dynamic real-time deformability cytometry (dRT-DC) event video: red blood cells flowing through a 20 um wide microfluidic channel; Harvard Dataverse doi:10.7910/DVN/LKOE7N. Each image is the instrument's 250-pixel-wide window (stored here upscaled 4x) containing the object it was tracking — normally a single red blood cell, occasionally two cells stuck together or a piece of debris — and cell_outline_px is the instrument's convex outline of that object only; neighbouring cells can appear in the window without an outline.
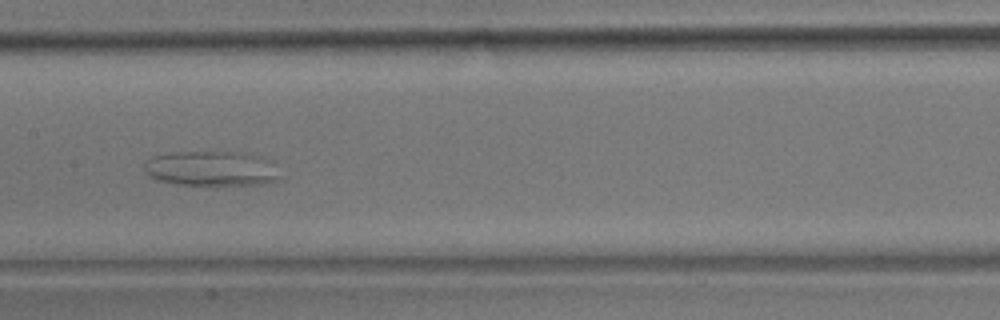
{"species": "common noctule bat (a hibernating species)", "species_latin": "Nyctalus noctula", "temperature_condition": "room temperature", "stored_images_in_passage": 26, "camera_frame_rate_fps": 3000, "um_per_image_px": 0.085, "animal": {"sex": "male", "body_mass_g": 17.9}, "frame": {"image": 1, "passage_image": 23, "time_ms": 7.333, "image_size_px": [1000, 320], "cell_outline_px": [[280, 180], [264, 184], [176, 184], [156, 180], [148, 176], [144, 168], [144, 160], [152, 156], [176, 152], [240, 152], [260, 156], [272, 160], [280, 176]], "centroid_in_image_um": [17.97, 14.32], "position_along_channel_um": 189.4, "area_um2": 27.8}}